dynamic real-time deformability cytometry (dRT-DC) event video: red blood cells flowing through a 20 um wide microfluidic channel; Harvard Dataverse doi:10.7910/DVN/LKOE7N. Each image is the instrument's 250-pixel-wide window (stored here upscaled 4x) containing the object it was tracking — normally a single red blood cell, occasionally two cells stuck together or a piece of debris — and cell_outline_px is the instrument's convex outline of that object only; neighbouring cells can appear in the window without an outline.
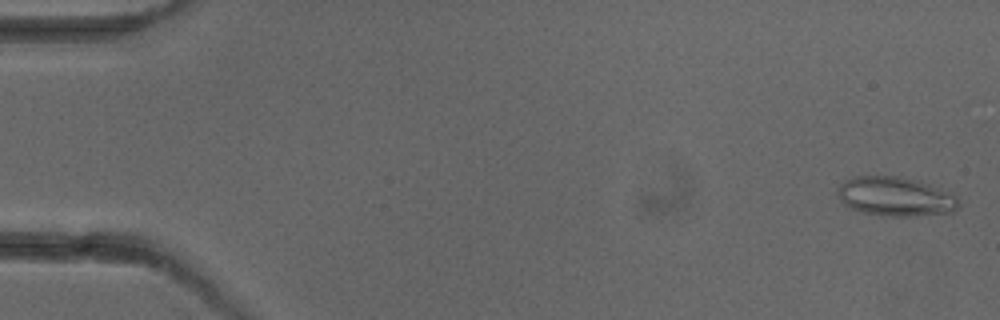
{"species": "common noctule bat (a hibernating species)", "species_latin": "Nyctalus noctula", "temperature_condition": "cold", "stored_images_in_passage": 5, "camera_frame_rate_fps": 3000, "um_per_image_px": 0.085, "animal": {"sex": "female"}, "frame": {"image": 1, "passage_image": 1, "time_ms": 0.0, "image_size_px": [1000, 320], "cell_outline_px": [[960, 204], [952, 212], [908, 216], [892, 216], [860, 212], [844, 204], [836, 196], [836, 192], [840, 184], [844, 180], [856, 176], [896, 176], [916, 180], [952, 192], [956, 196]], "centroid_in_image_um": [76.09, 16.7], "position_along_channel_um": 8.9, "area_um2": 27.63}}